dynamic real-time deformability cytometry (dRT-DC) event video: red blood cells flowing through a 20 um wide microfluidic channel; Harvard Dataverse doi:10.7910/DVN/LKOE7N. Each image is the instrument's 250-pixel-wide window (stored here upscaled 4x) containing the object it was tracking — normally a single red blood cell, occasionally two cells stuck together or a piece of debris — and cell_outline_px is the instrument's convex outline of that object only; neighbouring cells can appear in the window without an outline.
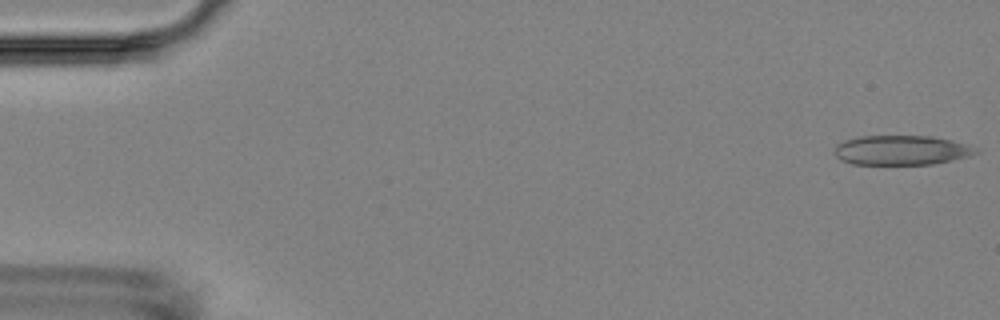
{"species": "Egyptian fruit bat (a non-hibernating species)", "species_latin": "Rousettus aegyptiacus", "temperature_condition": "room temperature", "stored_images_in_passage": 5, "camera_frame_rate_fps": 3000, "um_per_image_px": 0.085, "animal": {"sex": "female"}, "frame": {"image": 1, "passage_image": 1, "time_ms": 0.0, "image_size_px": [1000, 320], "cell_outline_px": [[980, 152], [968, 156], [952, 160], [932, 164], [852, 164], [840, 160], [836, 156], [836, 144], [844, 140], [860, 136], [932, 136], [952, 140], [968, 144], [976, 148]], "centroid_in_image_um": [76.63, 12.76], "position_along_channel_um": 8.4, "area_um2": 24.39}}
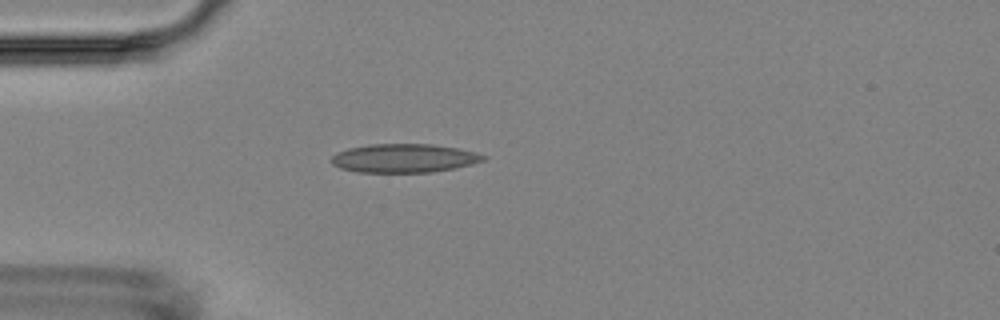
{"frame": {"image": 2, "passage_image": 5, "time_ms": 4.667, "image_size_px": [1000, 320], "cell_outline_px": [[488, 156], [484, 160], [472, 164], [456, 168], [432, 172], [356, 172], [340, 168], [332, 164], [328, 160], [336, 152], [348, 148], [368, 144], [432, 144], [456, 148]], "centroid_in_image_um": [34.29, 13.45], "position_along_channel_um": 50.7, "area_um2": 25.49}}